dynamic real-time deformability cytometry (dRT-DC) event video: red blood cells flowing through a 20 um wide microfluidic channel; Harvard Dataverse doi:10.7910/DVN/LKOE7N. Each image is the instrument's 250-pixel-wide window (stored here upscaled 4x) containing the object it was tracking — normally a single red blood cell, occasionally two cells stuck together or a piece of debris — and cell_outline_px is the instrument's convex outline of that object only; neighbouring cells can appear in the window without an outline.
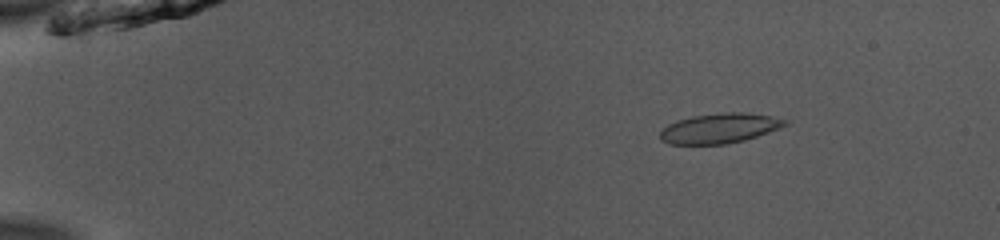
{"species": "common noctule bat (a hibernating species)", "species_latin": "Nyctalus noctula", "temperature_condition": "room temperature", "stored_images_in_passage": 45, "camera_frame_rate_fps": 3000, "um_per_image_px": 0.085, "animal": {"sex": "male", "body_mass_g": 13.0, "forearm_length_mm": 53.1}, "frame": {"image": 1, "passage_image": 8, "time_ms": 2.333, "image_size_px": [1000, 240], "cell_outline_px": [[788, 124], [780, 128], [744, 140], [728, 144], [668, 144], [660, 140], [660, 132], [668, 124], [676, 120], [692, 116], [724, 112], [744, 112], [772, 116], [788, 120]], "centroid_in_image_um": [61.16, 10.9], "position_along_channel_um": 23.8, "area_um2": 21.85}}
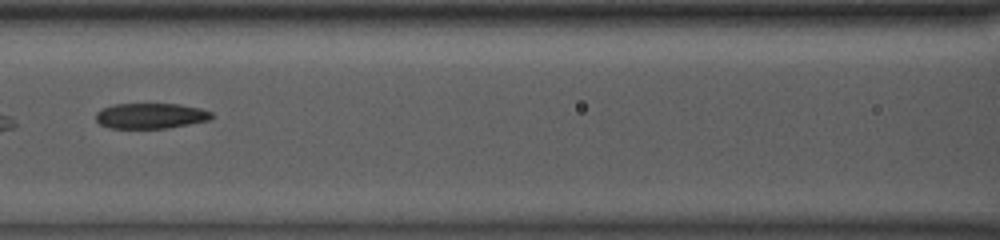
{"frame": {"image": 2, "passage_image": 25, "time_ms": 8.0, "image_size_px": [1000, 240], "cell_outline_px": [[212, 116], [208, 120], [188, 124], [164, 128], [108, 128], [100, 124], [96, 120], [96, 112], [112, 104], [180, 104], [200, 108], [212, 112]], "centroid_in_image_um": [12.78, 9.84], "position_along_channel_um": 153.8, "area_um2": 17.05}}
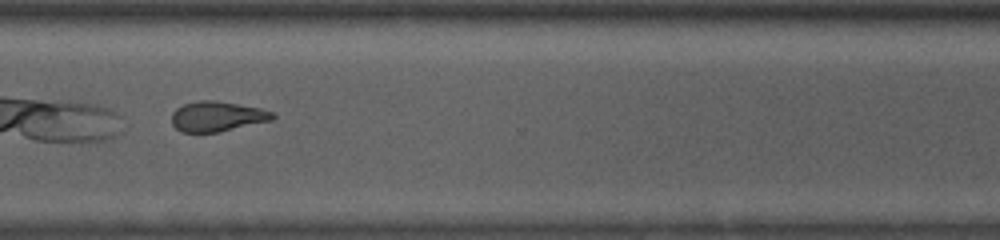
{"frame": {"image": 3, "passage_image": 40, "time_ms": 13.0, "image_size_px": [1000, 240], "cell_outline_px": [[276, 116], [272, 120], [216, 132], [180, 132], [172, 124], [172, 112], [176, 108], [184, 104], [200, 100], [212, 100], [260, 108], [272, 112]], "centroid_in_image_um": [18.42, 9.89], "position_along_channel_um": 352.2, "area_um2": 17.46}, "authors_computed_cell_mechanics": {"area_um2": 21.0392, "velocity_mm_per_s": 3.9824, "shape_relaxation_time_tau1_ms": null, "shape_relaxation_time_tau2_ms": 3.5763, "deformation_change_tau1": null, "deformation_change_tau2": 0.0973}}